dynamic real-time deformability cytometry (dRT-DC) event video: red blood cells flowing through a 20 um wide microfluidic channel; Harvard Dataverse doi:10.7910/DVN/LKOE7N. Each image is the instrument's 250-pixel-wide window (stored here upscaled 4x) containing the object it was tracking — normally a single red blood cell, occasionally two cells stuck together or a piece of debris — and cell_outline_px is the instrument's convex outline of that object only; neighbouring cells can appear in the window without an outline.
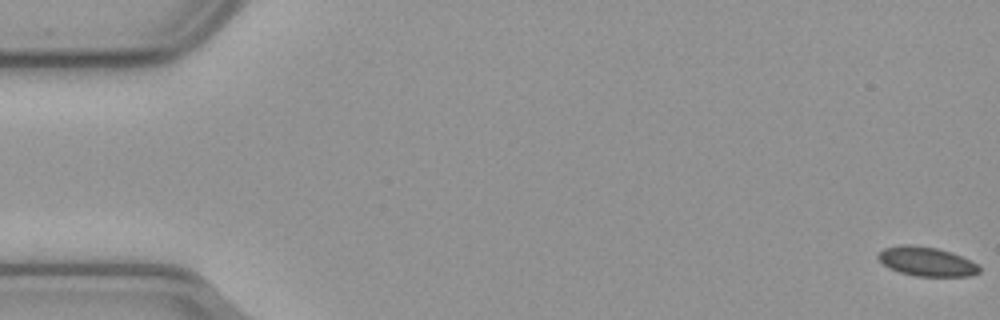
{"species": "common noctule bat (a hibernating species)", "species_latin": "Nyctalus noctula", "temperature_condition": "cold", "stored_images_in_passage": 57, "camera_frame_rate_fps": 3000, "um_per_image_px": 0.085, "animal": {"sex": "male", "body_mass_g": 23.1, "forearm_length_mm": 52.7}, "frame": {"image": 1, "passage_image": 1, "time_ms": 0.0, "image_size_px": [1000, 320], "cell_outline_px": [[980, 272], [972, 276], [916, 276], [900, 272], [888, 268], [876, 256], [884, 248], [900, 244], [908, 244], [936, 248], [952, 252], [976, 264], [980, 268]], "centroid_in_image_um": [78.74, 22.23], "position_along_channel_um": 6.3, "area_um2": 17.11}}
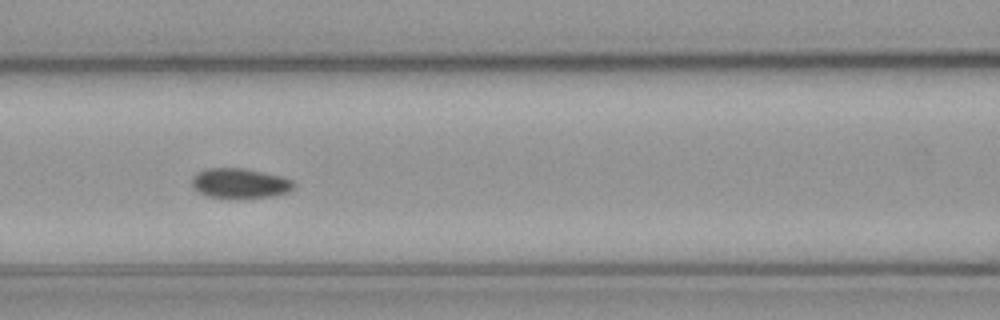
{"frame": {"image": 2, "passage_image": 25, "time_ms": 8.0, "image_size_px": [1000, 320], "cell_outline_px": [[296, 184], [288, 192], [272, 196], [232, 200], [208, 196], [196, 192], [192, 188], [192, 176], [208, 168], [244, 168], [284, 176], [292, 180]], "centroid_in_image_um": [20.39, 15.6], "position_along_channel_um": 146.2, "area_um2": 18.32}}
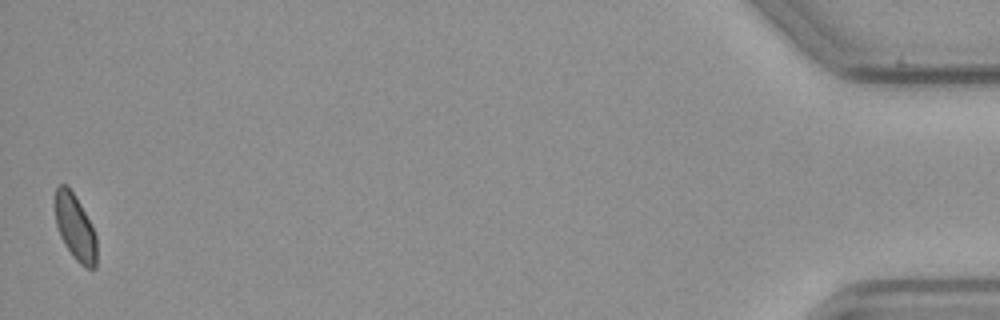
{"frame": {"image": 3, "passage_image": 57, "time_ms": 18.667, "image_size_px": [1000, 320], "cell_outline_px": [[96, 268], [84, 268], [72, 256], [64, 244], [60, 236], [56, 224], [56, 188], [60, 184], [64, 184], [72, 192], [80, 204], [96, 236]], "centroid_in_image_um": [6.39, 19.39], "position_along_channel_um": 428.8, "area_um2": 15.55}, "authors_computed_cell_mechanics": {"area_um2": 17.629, "velocity_mm_per_s": 3.6152, "shape_relaxation_time_tau1_ms": 4.2589, "shape_relaxation_time_tau2_ms": 4.6401, "deformation_change_tau1": 0.0454, "deformation_change_tau2": 0.0691}}